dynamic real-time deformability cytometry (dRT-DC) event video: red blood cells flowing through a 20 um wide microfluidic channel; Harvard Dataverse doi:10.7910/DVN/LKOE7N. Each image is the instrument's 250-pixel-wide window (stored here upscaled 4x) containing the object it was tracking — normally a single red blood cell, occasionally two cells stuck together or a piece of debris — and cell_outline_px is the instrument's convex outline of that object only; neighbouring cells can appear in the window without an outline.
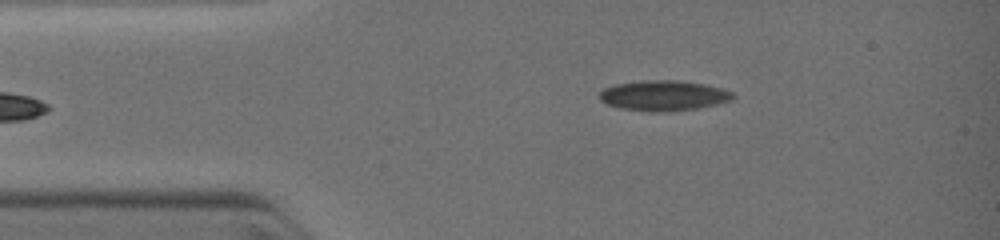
{"species": "common noctule bat (a hibernating species)", "species_latin": "Nyctalus noctula", "temperature_condition": "warm", "stored_images_in_passage": 4, "camera_frame_rate_fps": 3000, "um_per_image_px": 0.085, "animal": {"sex": "female", "body_mass_g": 19.0, "forearm_length_mm": 51.5}, "frame": {"image": 1, "passage_image": 1, "time_ms": 0.0, "image_size_px": [1000, 240], "cell_outline_px": [[736, 96], [732, 100], [716, 104], [696, 108], [624, 108], [608, 104], [600, 100], [596, 96], [604, 88], [616, 84], [640, 80], [680, 80], [704, 84], [736, 92]], "centroid_in_image_um": [56.44, 8.05], "position_along_channel_um": 28.6, "area_um2": 22.43}}